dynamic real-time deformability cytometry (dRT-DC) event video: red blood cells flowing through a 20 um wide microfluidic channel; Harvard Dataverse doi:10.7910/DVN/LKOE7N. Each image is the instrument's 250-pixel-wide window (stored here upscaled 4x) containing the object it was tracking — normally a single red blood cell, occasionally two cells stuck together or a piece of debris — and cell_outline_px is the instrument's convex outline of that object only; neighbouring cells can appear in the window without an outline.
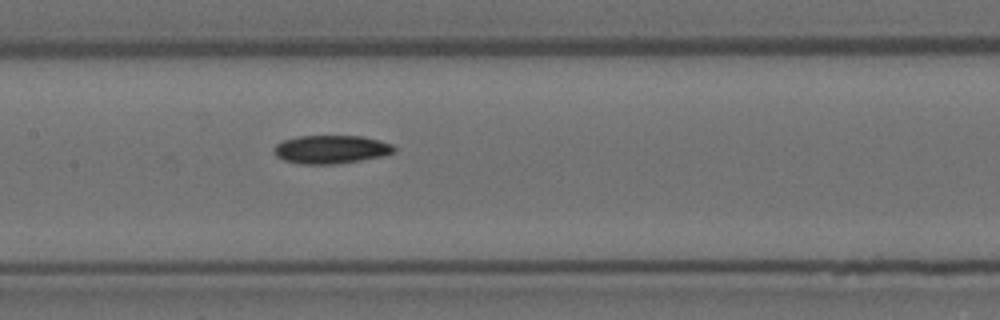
{"species": "Egyptian fruit bat (a non-hibernating species)", "species_latin": "Rousettus aegyptiacus", "temperature_condition": "room temperature", "stored_images_in_passage": 4, "camera_frame_rate_fps": 3000, "um_per_image_px": 0.085, "animal": {"sex": "female"}, "frame": {"image": 1, "passage_image": 4, "time_ms": 1.0, "image_size_px": [1000, 320], "cell_outline_px": [[396, 152], [384, 156], [336, 164], [300, 164], [284, 160], [276, 156], [272, 148], [276, 144], [284, 140], [296, 136], [360, 136], [392, 144], [396, 148]], "centroid_in_image_um": [28.12, 12.7], "position_along_channel_um": 179.3, "area_um2": 19.88}}